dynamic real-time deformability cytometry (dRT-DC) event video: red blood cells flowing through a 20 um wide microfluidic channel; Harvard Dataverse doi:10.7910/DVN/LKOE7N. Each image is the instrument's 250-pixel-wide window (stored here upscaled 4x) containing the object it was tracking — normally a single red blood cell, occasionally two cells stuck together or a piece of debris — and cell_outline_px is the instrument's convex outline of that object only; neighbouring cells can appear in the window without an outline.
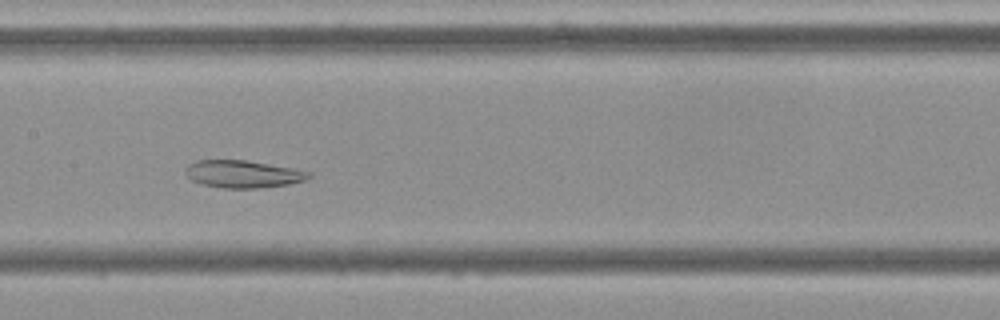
{"species": "Egyptian fruit bat (a non-hibernating species)", "species_latin": "Rousettus aegyptiacus", "temperature_condition": "cold", "stored_images_in_passage": 54, "camera_frame_rate_fps": 3000, "um_per_image_px": 0.085, "frame": {"image": 1, "passage_image": 26, "time_ms": 8.333, "image_size_px": [1000, 320], "cell_outline_px": [[312, 176], [304, 180], [288, 184], [256, 188], [224, 188], [200, 184], [192, 180], [184, 172], [184, 168], [188, 164], [196, 160], [244, 160], [292, 168], [312, 172]], "centroid_in_image_um": [20.61, 14.79], "position_along_channel_um": 186.8, "area_um2": 19.65}}
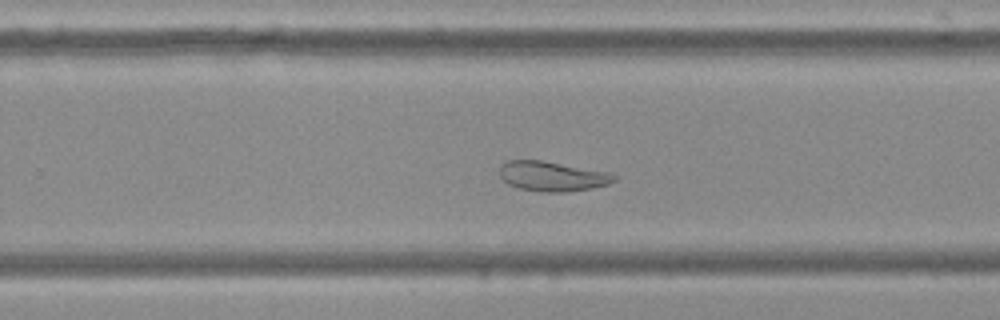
{"frame": {"image": 2, "passage_image": 34, "time_ms": 11.0, "image_size_px": [1000, 320], "cell_outline_px": [[616, 180], [608, 184], [588, 188], [564, 192], [540, 192], [520, 188], [508, 184], [500, 176], [500, 164], [508, 160], [540, 160], [608, 172], [616, 176]], "centroid_in_image_um": [46.9, 14.98], "position_along_channel_um": 282.9, "area_um2": 19.65}}
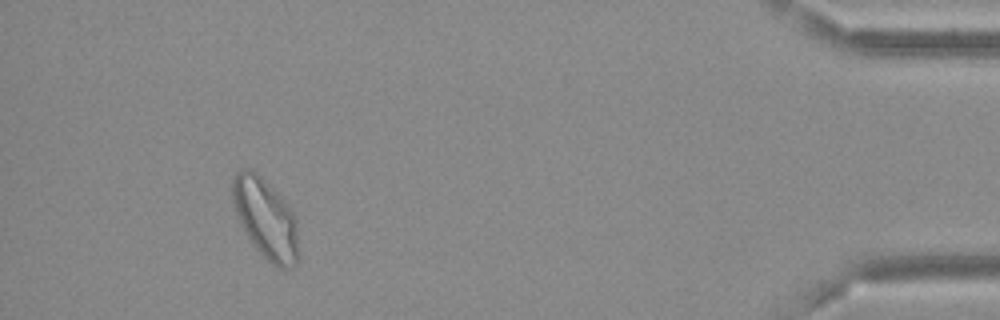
{"frame": {"image": 3, "passage_image": 50, "time_ms": 16.333, "image_size_px": [1000, 320], "cell_outline_px": [[300, 260], [292, 268], [280, 268], [272, 264], [252, 244], [240, 224], [236, 216], [232, 200], [232, 180], [236, 172], [240, 168], [252, 168], [280, 196], [296, 216], [300, 256]], "centroid_in_image_um": [22.59, 18.6], "position_along_channel_um": 412.6, "area_um2": 31.21}, "authors_computed_cell_mechanics": {"area_um2": 27.2238, "velocity_mm_per_s": 3.6107, "shape_relaxation_time_tau1_ms": null, "shape_relaxation_time_tau2_ms": 2.7637, "deformation_change_tau1": null, "deformation_change_tau2": 0.0684}}